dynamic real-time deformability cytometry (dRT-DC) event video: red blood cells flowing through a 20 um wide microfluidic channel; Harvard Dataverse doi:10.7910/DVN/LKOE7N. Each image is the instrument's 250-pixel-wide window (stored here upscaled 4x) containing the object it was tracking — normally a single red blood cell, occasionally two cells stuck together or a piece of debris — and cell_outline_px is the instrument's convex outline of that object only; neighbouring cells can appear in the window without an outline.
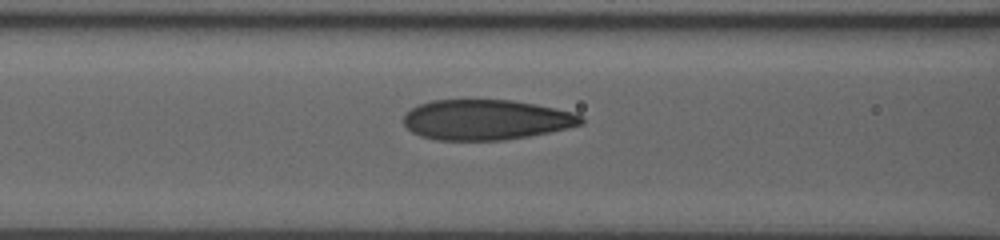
{"species": "human", "species_latin": "Homo sapiens", "temperature_condition": "room temperature", "stored_images_in_passage": 45, "camera_frame_rate_fps": 3000, "um_per_image_px": 0.085, "donor": {"sex": "male"}, "frame": {"image": 1, "passage_image": 22, "time_ms": 7.0, "image_size_px": [1000, 240], "cell_outline_px": [[584, 124], [568, 128], [528, 136], [504, 140], [436, 140], [420, 136], [412, 132], [404, 124], [404, 116], [412, 108], [420, 104], [432, 100], [512, 100], [536, 104], [576, 112], [584, 116]], "centroid_in_image_um": [41.37, 10.18], "position_along_channel_um": 125.2, "area_um2": 41.79}}
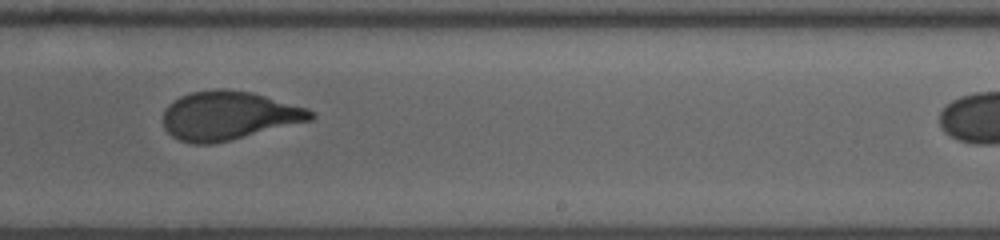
{"frame": {"image": 2, "passage_image": 33, "time_ms": 10.667, "image_size_px": [1000, 240], "cell_outline_px": [[316, 116], [312, 120], [212, 144], [192, 144], [180, 140], [172, 136], [164, 128], [164, 108], [168, 104], [180, 96], [192, 92], [216, 88], [228, 88], [252, 92], [308, 108]], "centroid_in_image_um": [19.42, 9.81], "position_along_channel_um": 269.6, "area_um2": 41.85}}
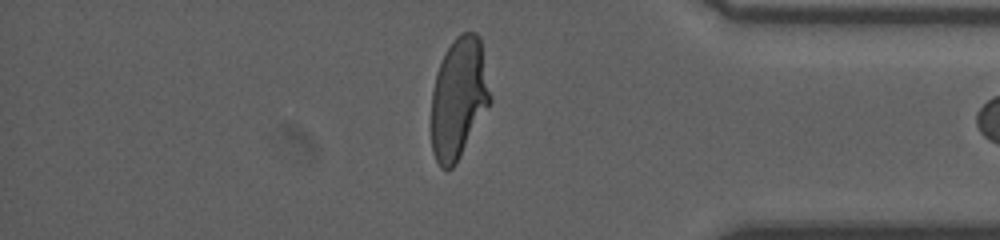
{"frame": {"image": 3, "passage_image": 44, "time_ms": 14.333, "image_size_px": [1000, 240], "cell_outline_px": [[492, 104], [456, 164], [452, 168], [440, 168], [432, 152], [432, 92], [436, 72], [452, 40], [456, 36], [464, 32], [476, 32], [480, 36], [492, 100]], "centroid_in_image_um": [39.02, 8.36], "position_along_channel_um": 396.2, "area_um2": 41.91}}